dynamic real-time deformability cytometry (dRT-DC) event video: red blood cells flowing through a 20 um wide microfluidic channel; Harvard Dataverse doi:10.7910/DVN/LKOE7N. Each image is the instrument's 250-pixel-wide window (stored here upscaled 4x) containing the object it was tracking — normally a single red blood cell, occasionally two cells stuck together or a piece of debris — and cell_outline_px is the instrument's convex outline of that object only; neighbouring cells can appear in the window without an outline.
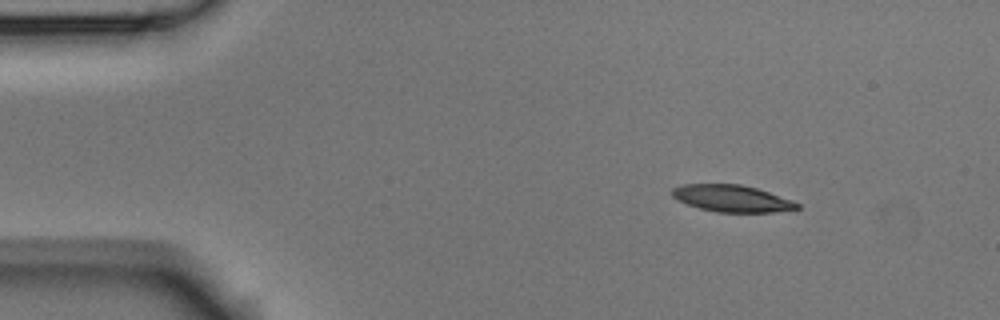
{"species": "Egyptian fruit bat (a non-hibernating species)", "species_latin": "Rousettus aegyptiacus", "temperature_condition": "room temperature", "stored_images_in_passage": 3, "camera_frame_rate_fps": 3000, "um_per_image_px": 0.085, "animal": {"sex": "male"}, "frame": {"image": 1, "passage_image": 1, "time_ms": 0.0, "image_size_px": [1000, 320], "cell_outline_px": [[800, 208], [772, 212], [716, 212], [700, 208], [688, 204], [672, 196], [672, 188], [684, 184], [740, 184], [756, 188], [792, 200], [800, 204]], "centroid_in_image_um": [62.22, 16.86], "position_along_channel_um": 22.8, "area_um2": 19.31}}